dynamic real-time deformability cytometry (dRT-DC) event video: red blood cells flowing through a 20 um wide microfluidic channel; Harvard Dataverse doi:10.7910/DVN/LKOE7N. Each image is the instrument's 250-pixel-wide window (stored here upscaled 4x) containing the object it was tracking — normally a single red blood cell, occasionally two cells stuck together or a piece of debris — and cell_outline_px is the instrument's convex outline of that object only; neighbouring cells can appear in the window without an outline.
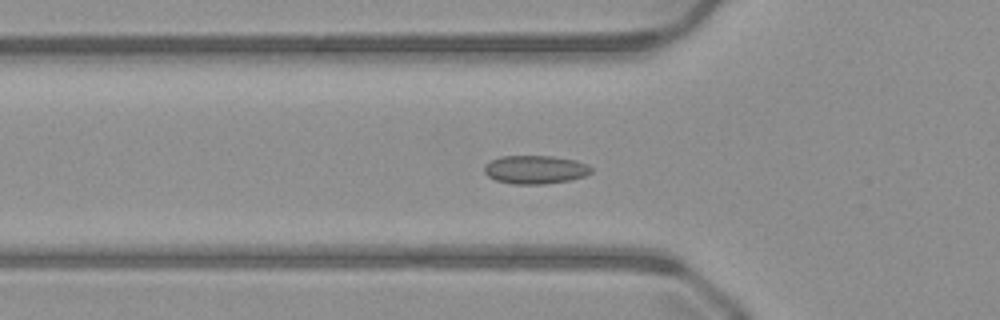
{"species": "common noctule bat (a hibernating species)", "species_latin": "Nyctalus noctula", "temperature_condition": "warm", "stored_images_in_passage": 52, "camera_frame_rate_fps": 3000, "um_per_image_px": 0.085, "animal": {"sex": "male", "body_mass_g": 23.1, "forearm_length_mm": 52.7}, "frame": {"image": 1, "passage_image": 17, "time_ms": 5.333, "image_size_px": [1000, 320], "cell_outline_px": [[592, 172], [584, 176], [572, 180], [544, 184], [512, 184], [496, 180], [488, 176], [484, 172], [484, 164], [500, 156], [552, 156], [576, 160], [588, 164], [592, 168]], "centroid_in_image_um": [45.51, 14.41], "position_along_channel_um": 80.3, "area_um2": 17.86}}
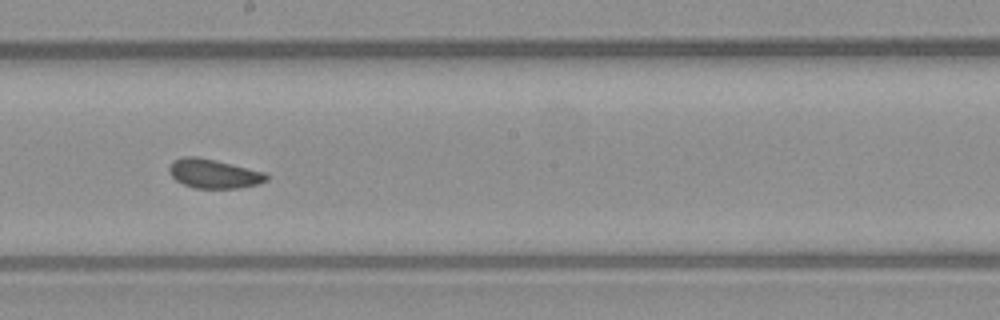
{"frame": {"image": 2, "passage_image": 28, "time_ms": 9.0, "image_size_px": [1000, 320], "cell_outline_px": [[268, 180], [256, 184], [240, 188], [196, 188], [184, 184], [176, 180], [168, 172], [168, 168], [172, 160], [184, 156], [196, 156], [216, 160], [264, 172], [268, 176]], "centroid_in_image_um": [18.13, 14.75], "position_along_channel_um": 230.1, "area_um2": 16.47}}
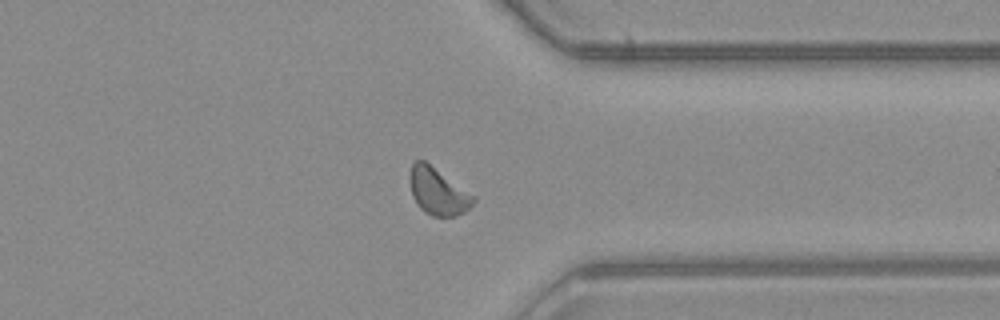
{"frame": {"image": 3, "passage_image": 39, "time_ms": 12.667, "image_size_px": [1000, 320], "cell_outline_px": [[476, 200], [464, 212], [456, 216], [432, 216], [424, 212], [416, 204], [412, 196], [408, 180], [408, 176], [412, 164], [416, 160], [424, 160], [476, 196]], "centroid_in_image_um": [37.19, 16.27], "position_along_channel_um": 374.2, "area_um2": 17.57}, "authors_computed_cell_mechanics": {"area_um2": 16.9643, "velocity_mm_per_s": 4.061, "shape_relaxation_time_tau1_ms": null, "shape_relaxation_time_tau2_ms": 1.1446, "deformation_change_tau1": null, "deformation_change_tau2": 0.0532}}